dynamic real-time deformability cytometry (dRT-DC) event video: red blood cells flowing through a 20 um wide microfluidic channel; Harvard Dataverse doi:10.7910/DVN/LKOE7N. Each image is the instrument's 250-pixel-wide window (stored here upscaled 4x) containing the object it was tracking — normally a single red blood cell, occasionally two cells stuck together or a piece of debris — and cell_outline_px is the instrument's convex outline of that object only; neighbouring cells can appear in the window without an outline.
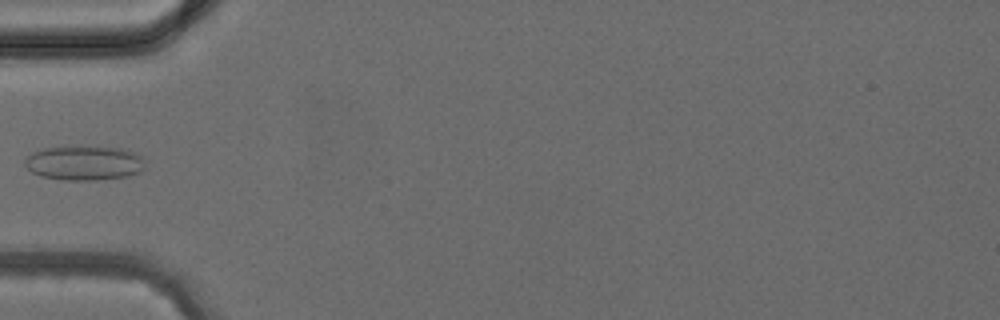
{"species": "common noctule bat (a hibernating species)", "species_latin": "Nyctalus noctula", "temperature_condition": "cold", "stored_images_in_passage": 3, "camera_frame_rate_fps": 3000, "um_per_image_px": 0.085, "animal": {"sex": "female", "body_mass_g": 24.6, "forearm_length_mm": 56.2}, "frame": {"image": 1, "passage_image": 3, "time_ms": 4.0, "image_size_px": [1000, 320], "cell_outline_px": [[144, 168], [140, 172], [128, 176], [96, 180], [64, 180], [40, 176], [32, 172], [24, 164], [24, 160], [32, 152], [44, 148], [80, 144], [124, 148], [136, 152], [140, 156], [144, 164]], "centroid_in_image_um": [7.16, 13.81], "position_along_channel_um": 77.8, "area_um2": 24.91}}